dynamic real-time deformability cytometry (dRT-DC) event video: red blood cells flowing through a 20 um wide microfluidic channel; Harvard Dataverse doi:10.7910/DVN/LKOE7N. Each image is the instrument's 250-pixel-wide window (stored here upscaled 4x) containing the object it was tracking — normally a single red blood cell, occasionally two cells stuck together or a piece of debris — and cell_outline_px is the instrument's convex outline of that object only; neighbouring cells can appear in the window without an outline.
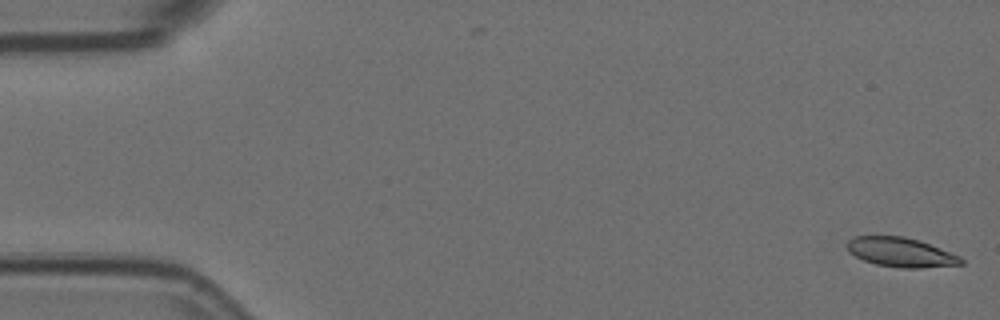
{"species": "Egyptian fruit bat (a non-hibernating species)", "species_latin": "Rousettus aegyptiacus", "temperature_condition": "room temperature", "stored_images_in_passage": 56, "camera_frame_rate_fps": 3000, "um_per_image_px": 0.085, "animal": {"sex": "female"}, "frame": {"image": 1, "passage_image": 1, "time_ms": 0.0, "image_size_px": [1000, 320], "cell_outline_px": [[964, 264], [920, 268], [900, 268], [876, 264], [864, 260], [848, 252], [844, 244], [848, 240], [856, 236], [904, 236], [920, 240], [960, 256], [964, 260]], "centroid_in_image_um": [76.56, 21.44], "position_along_channel_um": 8.4, "area_um2": 19.65}}
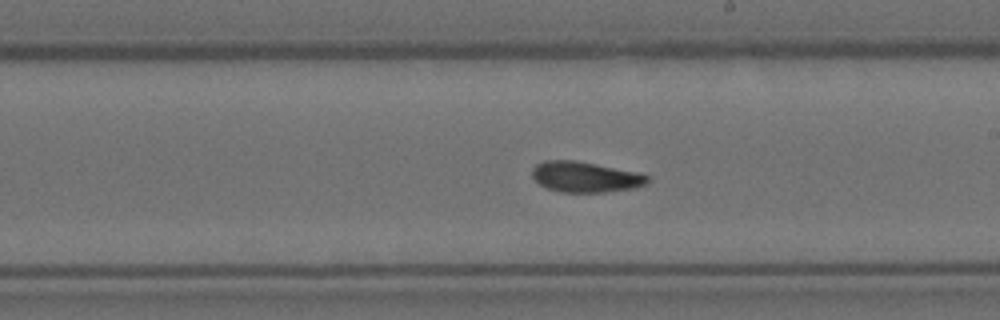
{"frame": {"image": 2, "passage_image": 32, "time_ms": 10.333, "image_size_px": [1000, 320], "cell_outline_px": [[648, 184], [636, 188], [604, 192], [560, 192], [548, 188], [540, 184], [532, 176], [532, 168], [536, 164], [544, 160], [576, 160], [640, 172], [648, 176]], "centroid_in_image_um": [49.78, 15.03], "position_along_channel_um": 239.2, "area_um2": 20.75}}
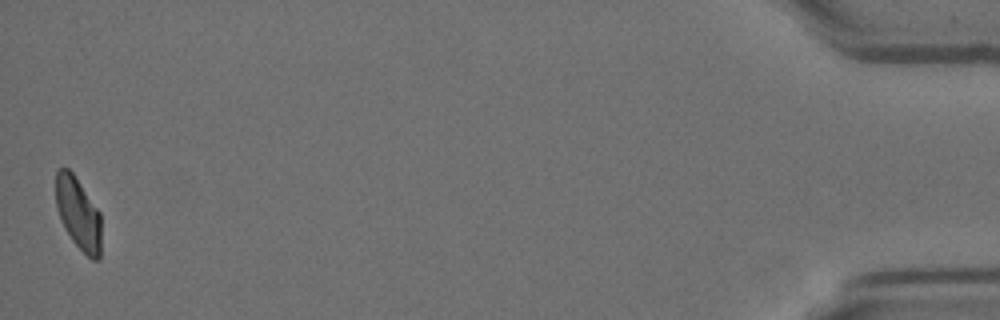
{"frame": {"image": 3, "passage_image": 56, "time_ms": 18.333, "image_size_px": [1000, 320], "cell_outline_px": [[100, 260], [92, 260], [72, 240], [64, 228], [60, 220], [56, 208], [56, 172], [60, 168], [68, 168], [72, 172], [100, 212]], "centroid_in_image_um": [6.64, 18.15], "position_along_channel_um": 428.6, "area_um2": 18.96}, "authors_computed_cell_mechanics": {"area_um2": 20.3167, "velocity_mm_per_s": 3.5706, "shape_relaxation_time_tau1_ms": 7.7298, "shape_relaxation_time_tau2_ms": 2.1313, "deformation_change_tau1": 0.2151, "deformation_change_tau2": 0.0807}}